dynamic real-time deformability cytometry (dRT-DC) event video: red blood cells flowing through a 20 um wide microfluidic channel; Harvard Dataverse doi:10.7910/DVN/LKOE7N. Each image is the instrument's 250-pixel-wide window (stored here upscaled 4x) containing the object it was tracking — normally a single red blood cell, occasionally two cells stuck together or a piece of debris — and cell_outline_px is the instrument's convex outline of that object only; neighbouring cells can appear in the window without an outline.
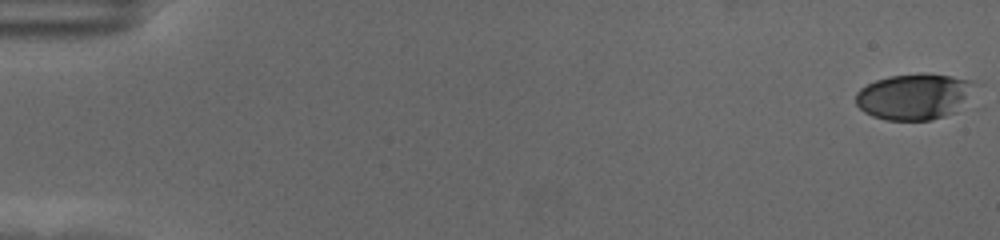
{"species": "human", "species_latin": "Homo sapiens", "temperature_condition": "cold", "stored_images_in_passage": 59, "camera_frame_rate_fps": 3000, "um_per_image_px": 0.085, "donor": {"sex": "female"}, "frame": {"image": 1, "passage_image": 1, "time_ms": 0.0, "image_size_px": [1000, 240], "cell_outline_px": [[972, 80], [956, 112], [932, 120], [884, 120], [872, 116], [864, 112], [856, 104], [856, 92], [860, 88], [876, 80], [892, 76], [952, 76]], "centroid_in_image_um": [77.56, 8.26], "position_along_channel_um": 7.4, "area_um2": 30.35}}
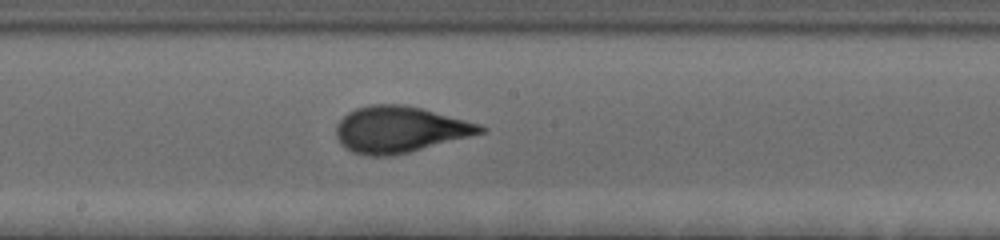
{"frame": {"image": 2, "passage_image": 33, "time_ms": 10.667, "image_size_px": [1000, 240], "cell_outline_px": [[488, 128], [484, 132], [408, 152], [392, 156], [368, 156], [352, 152], [344, 148], [340, 144], [336, 136], [336, 124], [348, 112], [356, 108], [368, 104], [404, 104], [484, 124]], "centroid_in_image_um": [33.96, 11.0], "position_along_channel_um": 214.2, "area_um2": 38.96}}
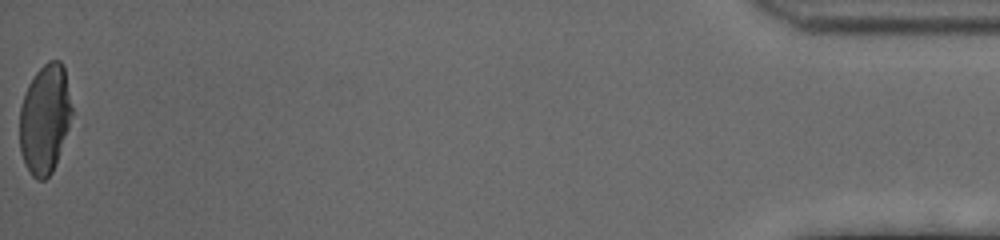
{"frame": {"image": 3, "passage_image": 59, "time_ms": 19.333, "image_size_px": [1000, 240], "cell_outline_px": [[72, 112], [68, 128], [56, 164], [52, 172], [44, 180], [36, 180], [32, 176], [20, 152], [20, 108], [28, 84], [36, 72], [48, 60], [60, 60], [64, 64], [72, 108]], "centroid_in_image_um": [3.82, 10.09], "position_along_channel_um": 431.4, "area_um2": 33.18}, "authors_computed_cell_mechanics": {"area_um2": 36.6452, "velocity_mm_per_s": 3.53, "shape_relaxation_time_tau1_ms": 4.0988, "shape_relaxation_time_tau2_ms": null, "deformation_change_tau1": 0.1866, "deformation_change_tau2": null}}